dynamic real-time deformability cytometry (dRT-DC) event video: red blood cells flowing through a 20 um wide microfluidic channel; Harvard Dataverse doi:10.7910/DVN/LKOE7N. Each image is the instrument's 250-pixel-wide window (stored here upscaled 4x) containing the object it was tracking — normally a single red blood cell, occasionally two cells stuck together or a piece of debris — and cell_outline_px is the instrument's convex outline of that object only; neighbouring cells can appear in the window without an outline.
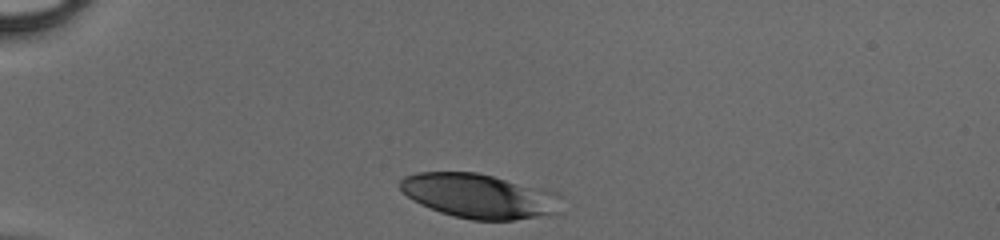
{"species": "human", "species_latin": "Homo sapiens", "temperature_condition": "cold", "stored_images_in_passage": 30, "camera_frame_rate_fps": 3000, "um_per_image_px": 0.085, "donor": {"sex": "male"}, "frame": {"image": 1, "passage_image": 1, "time_ms": 0.0, "image_size_px": [1000, 240], "cell_outline_px": [[564, 196], [560, 212], [548, 216], [516, 220], [472, 220], [440, 212], [420, 204], [412, 200], [400, 188], [400, 180], [404, 176], [416, 172], [476, 172], [556, 192]], "centroid_in_image_um": [40.8, 16.67], "position_along_channel_um": 44.2, "area_um2": 42.08}}
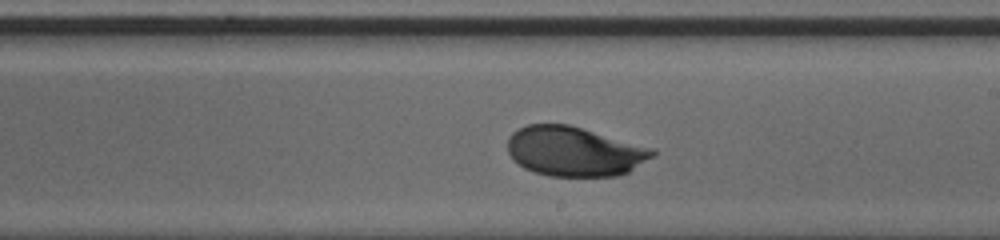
{"frame": {"image": 2, "passage_image": 18, "time_ms": 5.667, "image_size_px": [1000, 240], "cell_outline_px": [[656, 152], [652, 156], [628, 172], [616, 176], [548, 176], [532, 172], [524, 168], [512, 160], [508, 152], [508, 136], [512, 132], [528, 124], [568, 124], [656, 148]], "centroid_in_image_um": [48.8, 12.87], "position_along_channel_um": 240.2, "area_um2": 42.14}}
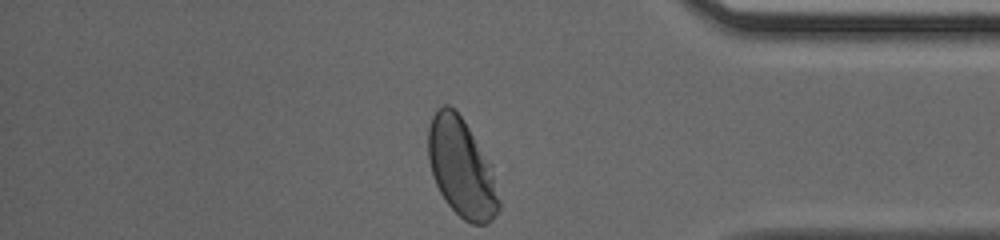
{"frame": {"image": 3, "passage_image": 30, "time_ms": 9.667, "image_size_px": [1000, 240], "cell_outline_px": [[500, 208], [492, 220], [484, 224], [472, 224], [464, 220], [444, 200], [432, 176], [428, 160], [428, 128], [432, 116], [444, 104], [448, 104], [460, 116], [492, 164], [500, 200]], "centroid_in_image_um": [39.24, 14.3], "position_along_channel_um": 396.0, "area_um2": 40.46}}